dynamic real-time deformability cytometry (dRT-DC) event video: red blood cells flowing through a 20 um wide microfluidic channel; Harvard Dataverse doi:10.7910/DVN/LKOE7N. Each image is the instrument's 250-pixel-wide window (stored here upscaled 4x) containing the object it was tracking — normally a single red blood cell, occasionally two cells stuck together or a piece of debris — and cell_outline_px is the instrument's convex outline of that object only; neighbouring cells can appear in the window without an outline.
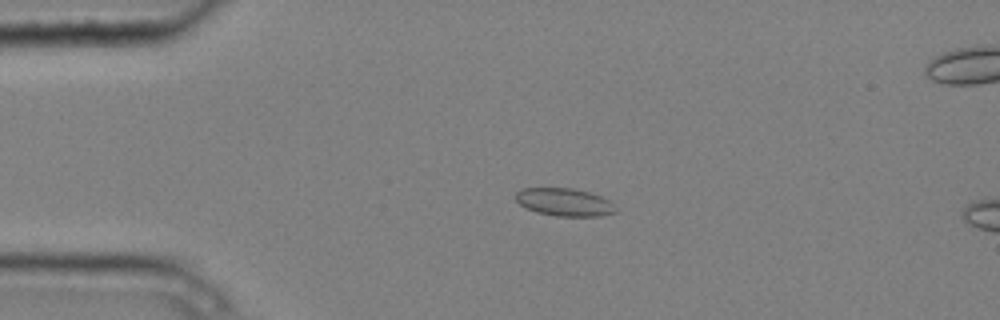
{"species": "common noctule bat (a hibernating species)", "species_latin": "Nyctalus noctula", "temperature_condition": "cold", "stored_images_in_passage": 6, "camera_frame_rate_fps": 3000, "um_per_image_px": 0.085, "animal": {"sex": "male", "body_mass_g": 20.4}, "frame": {"image": 1, "passage_image": 4, "time_ms": 1.0, "image_size_px": [1000, 320], "cell_outline_px": [[616, 212], [604, 216], [556, 216], [536, 212], [520, 204], [516, 200], [516, 192], [520, 188], [572, 188], [588, 192], [600, 196], [608, 200], [616, 208]], "centroid_in_image_um": [47.97, 17.18], "position_along_channel_um": 37.0, "area_um2": 16.13}}